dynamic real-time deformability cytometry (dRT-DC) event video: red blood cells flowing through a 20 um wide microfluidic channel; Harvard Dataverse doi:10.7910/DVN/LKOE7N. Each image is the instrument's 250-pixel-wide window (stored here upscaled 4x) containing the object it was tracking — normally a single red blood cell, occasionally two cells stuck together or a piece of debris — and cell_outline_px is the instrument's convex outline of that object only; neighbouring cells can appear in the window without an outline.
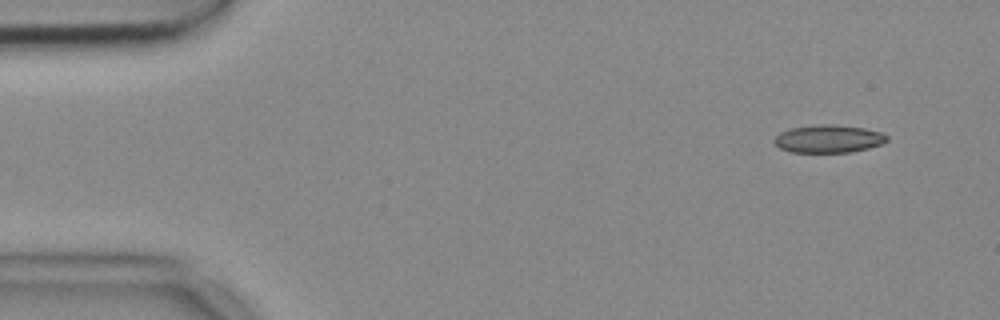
{"species": "common noctule bat (a hibernating species)", "species_latin": "Nyctalus noctula", "temperature_condition": "cold", "stored_images_in_passage": 51, "camera_frame_rate_fps": 3000, "um_per_image_px": 0.085, "animal": {"sex": "female", "body_mass_g": 18.4}, "frame": {"image": 1, "passage_image": 1, "time_ms": 0.0, "image_size_px": [1000, 320], "cell_outline_px": [[888, 140], [880, 144], [868, 148], [848, 152], [792, 152], [780, 148], [772, 140], [780, 132], [788, 128], [820, 124], [836, 124], [864, 128], [880, 132], [888, 136]], "centroid_in_image_um": [70.4, 11.78], "position_along_channel_um": 14.6, "area_um2": 18.26}}
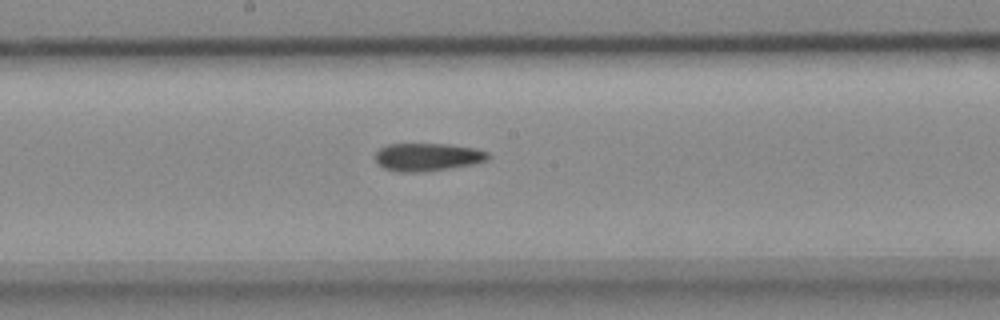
{"frame": {"image": 2, "passage_image": 25, "time_ms": 8.0, "image_size_px": [1000, 320], "cell_outline_px": [[492, 156], [484, 160], [472, 164], [424, 172], [396, 172], [384, 168], [376, 160], [376, 152], [380, 148], [388, 144], [448, 144], [476, 148], [488, 152]], "centroid_in_image_um": [36.34, 13.34], "position_along_channel_um": 211.9, "area_um2": 18.26}}
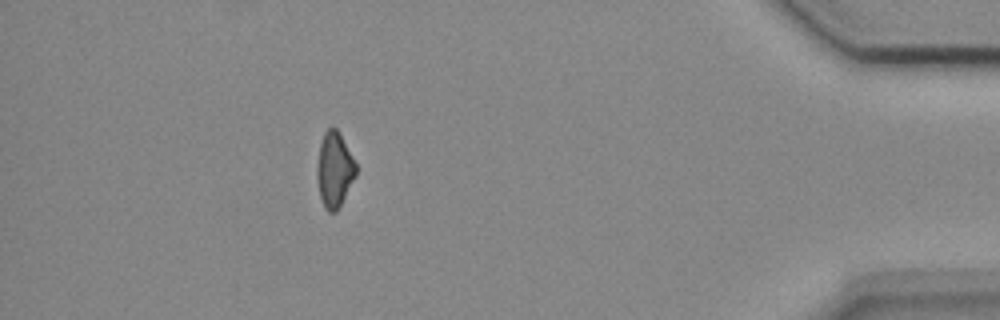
{"frame": {"image": 3, "passage_image": 45, "time_ms": 14.667, "image_size_px": [1000, 320], "cell_outline_px": [[356, 176], [336, 212], [328, 212], [324, 208], [320, 196], [316, 176], [316, 168], [320, 144], [324, 132], [328, 128], [336, 128], [340, 132], [356, 164]], "centroid_in_image_um": [28.41, 14.42], "position_along_channel_um": 406.8, "area_um2": 17.05}, "authors_computed_cell_mechanics": {"area_um2": 18.4382, "velocity_mm_per_s": 3.7107, "shape_relaxation_time_tau1_ms": null, "shape_relaxation_time_tau2_ms": 7.3982, "deformation_change_tau1": null, "deformation_change_tau2": 0.1741}}